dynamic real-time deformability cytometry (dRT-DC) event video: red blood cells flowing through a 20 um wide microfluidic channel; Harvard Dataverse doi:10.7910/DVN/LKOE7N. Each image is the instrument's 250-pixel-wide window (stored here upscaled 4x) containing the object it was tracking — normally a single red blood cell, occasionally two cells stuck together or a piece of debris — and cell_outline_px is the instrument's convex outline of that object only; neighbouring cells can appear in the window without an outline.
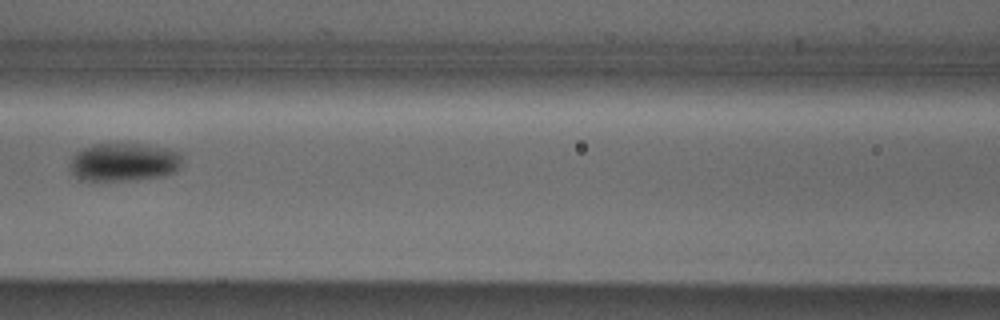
{"species": "Egyptian fruit bat (a non-hibernating species)", "species_latin": "Rousettus aegyptiacus", "temperature_condition": "cold", "stored_images_in_passage": 6, "camera_frame_rate_fps": 3000, "um_per_image_px": 0.085, "animal": {"sex": "male"}, "frame": {"image": 1, "passage_image": 5, "time_ms": 5.0, "image_size_px": [1000, 320], "cell_outline_px": [[184, 160], [180, 168], [176, 172], [164, 176], [136, 180], [104, 184], [80, 180], [68, 172], [68, 164], [72, 156], [76, 152], [92, 144], [140, 144], [168, 148], [180, 152], [184, 156]], "centroid_in_image_um": [10.5, 13.84], "position_along_channel_um": 156.1, "area_um2": 26.53}}
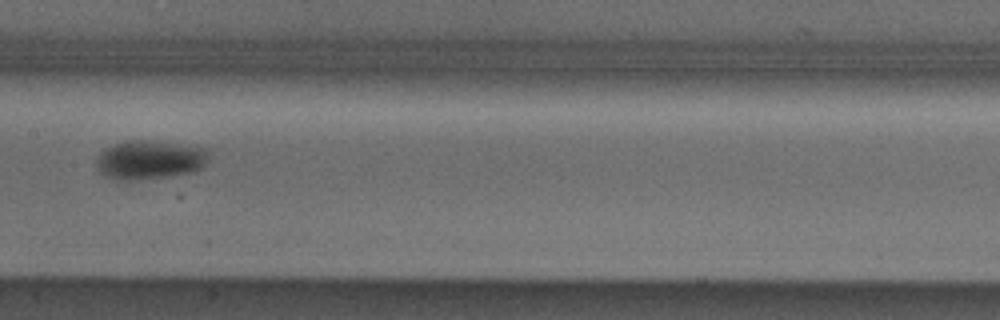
{"frame": {"image": 2, "passage_image": 6, "time_ms": 6.0, "image_size_px": [1000, 320], "cell_outline_px": [[208, 160], [204, 168], [196, 172], [168, 176], [136, 180], [116, 180], [104, 176], [100, 172], [96, 164], [96, 160], [100, 152], [104, 148], [128, 140], [148, 140], [208, 148]], "centroid_in_image_um": [12.74, 13.59], "position_along_channel_um": 194.7, "area_um2": 25.78}}